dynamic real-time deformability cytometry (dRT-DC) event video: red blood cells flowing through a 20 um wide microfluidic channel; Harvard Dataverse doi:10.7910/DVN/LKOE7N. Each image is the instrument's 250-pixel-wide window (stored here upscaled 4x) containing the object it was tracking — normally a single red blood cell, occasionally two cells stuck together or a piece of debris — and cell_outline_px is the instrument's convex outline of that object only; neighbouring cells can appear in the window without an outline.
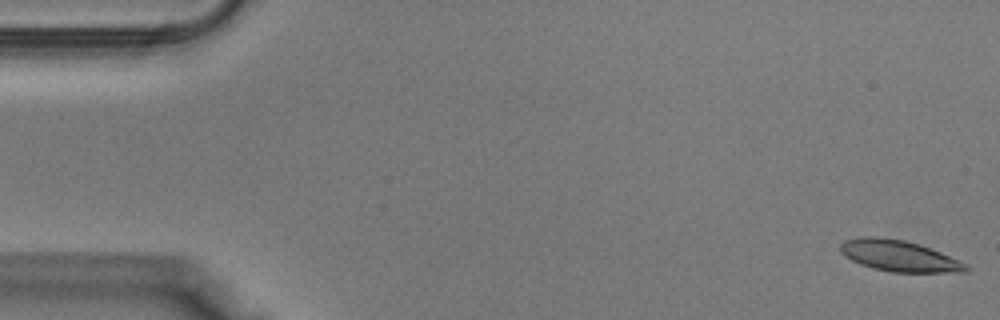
{"species": "Egyptian fruit bat (a non-hibernating species)", "species_latin": "Rousettus aegyptiacus", "temperature_condition": "warm", "stored_images_in_passage": 39, "camera_frame_rate_fps": 3000, "um_per_image_px": 0.085, "animal": {"sex": "male"}, "frame": {"image": 1, "passage_image": 1, "time_ms": 0.0, "image_size_px": [1000, 320], "cell_outline_px": [[972, 268], [968, 272], [892, 272], [872, 268], [860, 264], [844, 256], [840, 252], [840, 244], [844, 240], [864, 236], [876, 236], [904, 240], [940, 252], [960, 260], [968, 264]], "centroid_in_image_um": [76.43, 21.76], "position_along_channel_um": 8.6, "area_um2": 22.83}}
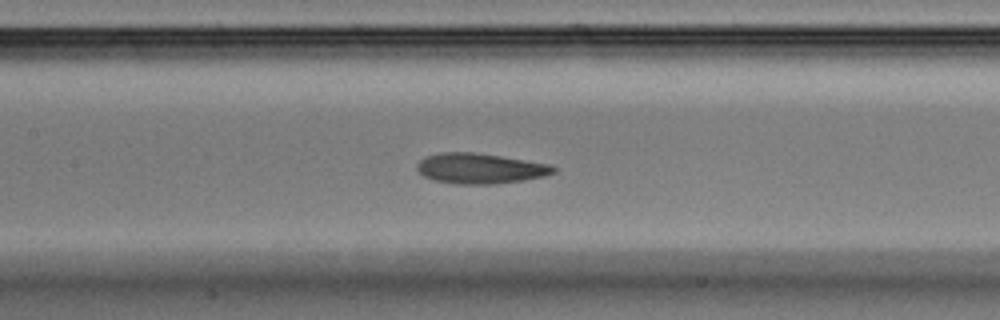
{"frame": {"image": 2, "passage_image": 18, "time_ms": 5.667, "image_size_px": [1000, 320], "cell_outline_px": [[556, 172], [544, 176], [524, 180], [496, 184], [456, 184], [436, 180], [424, 176], [416, 168], [416, 164], [424, 156], [440, 152], [476, 152], [548, 164], [556, 168]], "centroid_in_image_um": [40.78, 14.31], "position_along_channel_um": 166.6, "area_um2": 24.1}}
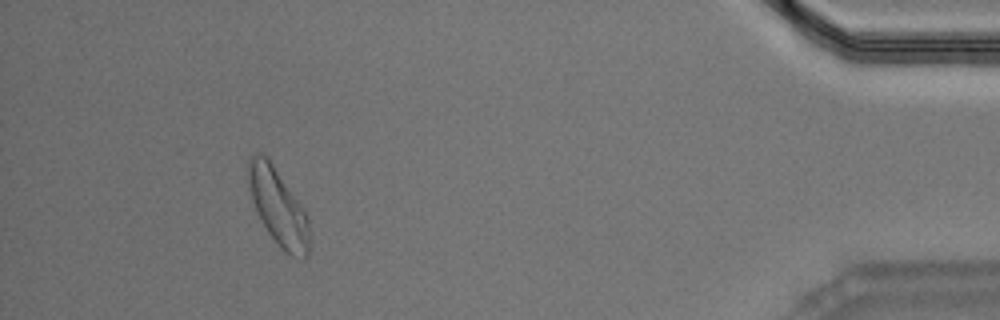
{"frame": {"image": 3, "passage_image": 36, "time_ms": 11.667, "image_size_px": [1000, 320], "cell_outline_px": [[308, 252], [304, 256], [292, 256], [268, 232], [260, 220], [256, 212], [252, 200], [248, 184], [248, 160], [256, 152], [260, 152], [268, 156], [304, 208], [308, 220]], "centroid_in_image_um": [23.6, 17.48], "position_along_channel_um": 411.6, "area_um2": 26.82}}